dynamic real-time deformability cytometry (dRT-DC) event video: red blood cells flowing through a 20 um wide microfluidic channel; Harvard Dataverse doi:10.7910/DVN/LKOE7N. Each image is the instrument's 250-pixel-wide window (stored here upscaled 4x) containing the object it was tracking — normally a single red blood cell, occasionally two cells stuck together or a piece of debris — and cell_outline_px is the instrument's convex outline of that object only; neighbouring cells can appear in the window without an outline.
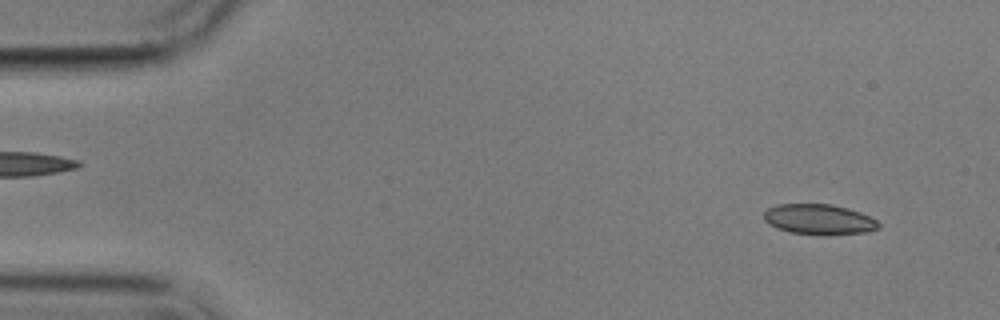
{"species": "common noctule bat (a hibernating species)", "species_latin": "Nyctalus noctula", "temperature_condition": "cold", "stored_images_in_passage": 4, "camera_frame_rate_fps": 3000, "um_per_image_px": 0.085, "animal": {"sex": "male", "body_mass_g": 17.9}, "frame": {"image": 1, "passage_image": 1, "time_ms": 0.0, "image_size_px": [1000, 320], "cell_outline_px": [[880, 228], [868, 232], [788, 232], [776, 228], [768, 224], [764, 220], [764, 212], [768, 208], [776, 204], [832, 204], [848, 208], [860, 212], [876, 220], [880, 224]], "centroid_in_image_um": [69.57, 18.59], "position_along_channel_um": 15.4, "area_um2": 19.54}}
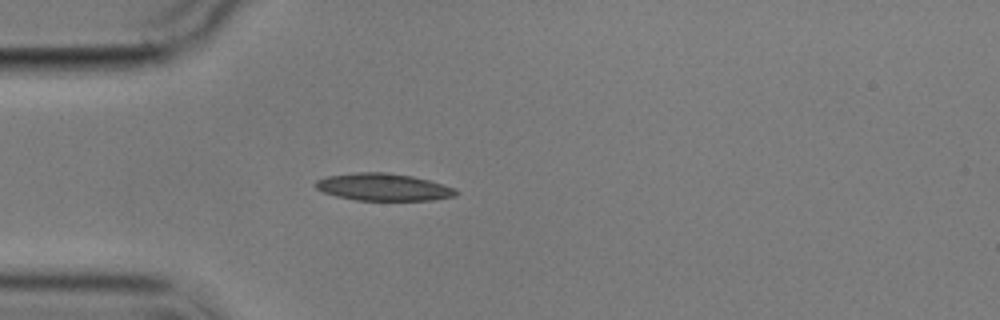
{"frame": {"image": 2, "passage_image": 4, "time_ms": 3.667, "image_size_px": [1000, 320], "cell_outline_px": [[460, 192], [456, 196], [432, 200], [356, 200], [336, 196], [324, 192], [316, 188], [312, 184], [316, 180], [324, 176], [356, 172], [384, 172], [412, 176], [428, 180], [456, 188]], "centroid_in_image_um": [32.56, 15.9], "position_along_channel_um": 52.4, "area_um2": 22.48}}